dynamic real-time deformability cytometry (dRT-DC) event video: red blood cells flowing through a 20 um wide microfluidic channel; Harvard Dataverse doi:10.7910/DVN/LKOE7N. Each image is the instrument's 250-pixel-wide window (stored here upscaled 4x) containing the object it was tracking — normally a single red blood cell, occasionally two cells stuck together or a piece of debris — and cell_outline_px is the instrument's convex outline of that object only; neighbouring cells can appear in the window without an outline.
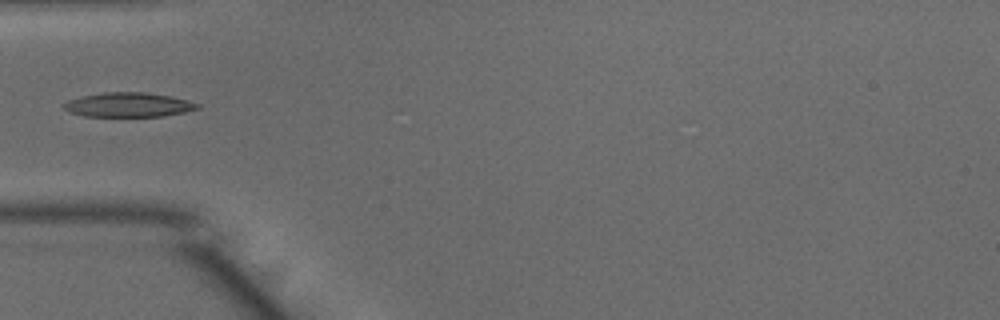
{"species": "common noctule bat (a hibernating species)", "species_latin": "Nyctalus noctula", "temperature_condition": "warm", "stored_images_in_passage": 24, "camera_frame_rate_fps": 3000, "um_per_image_px": 0.085, "animal": {"sex": "male", "body_mass_g": 15.6}, "frame": {"image": 1, "passage_image": 1, "time_ms": 0.0, "image_size_px": [1000, 320], "cell_outline_px": [[200, 108], [184, 112], [160, 116], [84, 116], [68, 112], [60, 104], [68, 100], [84, 96], [104, 92], [144, 92], [168, 96], [200, 104]], "centroid_in_image_um": [10.85, 8.91], "position_along_channel_um": 74.1, "area_um2": 18.79}}
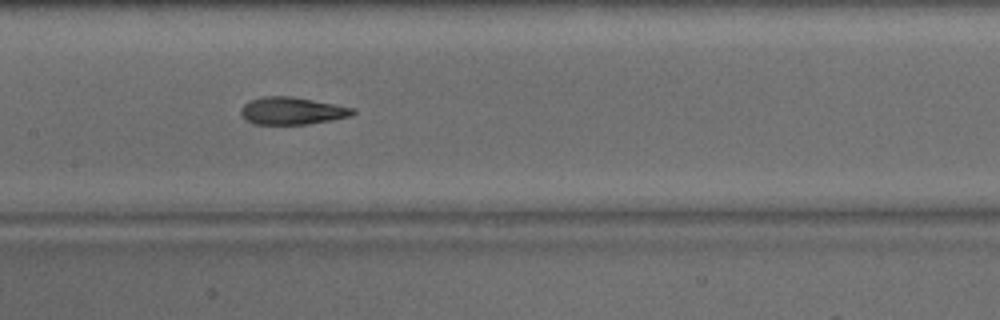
{"frame": {"image": 2, "passage_image": 9, "time_ms": 2.667, "image_size_px": [1000, 320], "cell_outline_px": [[356, 112], [352, 116], [332, 120], [308, 124], [252, 124], [244, 120], [240, 112], [240, 108], [244, 104], [252, 100], [264, 96], [292, 96], [336, 104], [356, 108]], "centroid_in_image_um": [24.84, 9.42], "position_along_channel_um": 182.6, "area_um2": 18.09}}
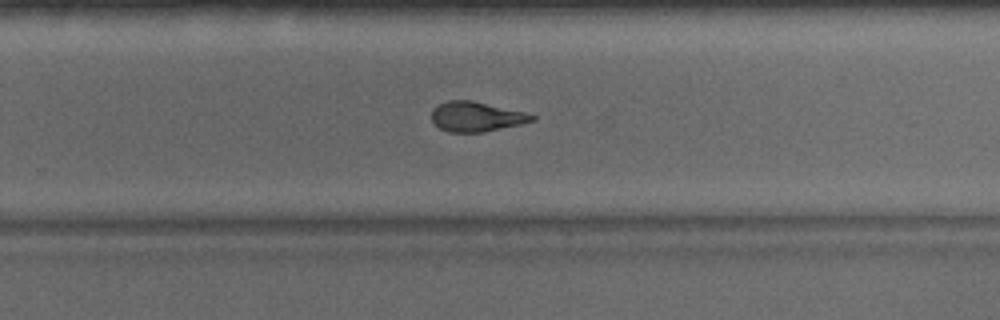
{"frame": {"image": 3, "passage_image": 17, "time_ms": 5.333, "image_size_px": [1000, 320], "cell_outline_px": [[536, 120], [520, 124], [484, 132], [448, 132], [440, 128], [432, 120], [432, 108], [448, 100], [472, 100], [524, 112], [536, 116]], "centroid_in_image_um": [40.48, 9.91], "position_along_channel_um": 289.3, "area_um2": 17.34}}